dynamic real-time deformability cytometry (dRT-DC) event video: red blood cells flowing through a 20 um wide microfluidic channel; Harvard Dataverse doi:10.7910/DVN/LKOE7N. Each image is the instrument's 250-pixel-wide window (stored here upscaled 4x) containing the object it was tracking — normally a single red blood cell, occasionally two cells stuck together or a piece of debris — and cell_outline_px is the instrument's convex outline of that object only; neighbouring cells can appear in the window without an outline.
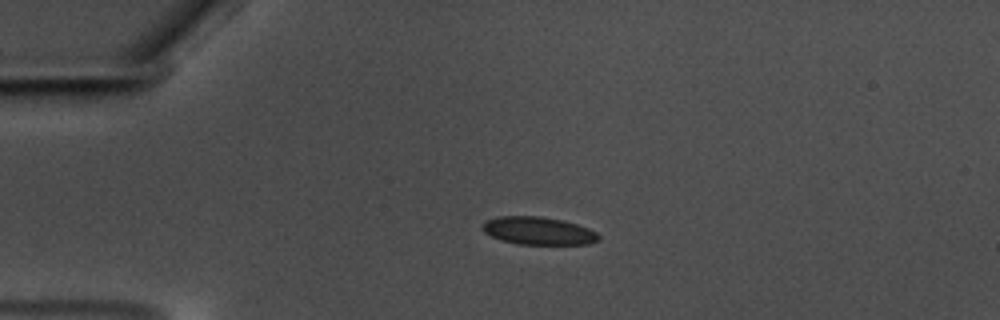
{"species": "common noctule bat (a hibernating species)", "species_latin": "Nyctalus noctula", "temperature_condition": "warm", "stored_images_in_passage": 24, "camera_frame_rate_fps": 3000, "um_per_image_px": 0.085, "animal": {"sex": "male", "body_mass_g": 17.5, "forearm_length_mm": 52.3}, "frame": {"image": 1, "passage_image": 1, "time_ms": 0.0, "image_size_px": [1000, 320], "cell_outline_px": [[600, 240], [588, 244], [516, 244], [500, 240], [484, 232], [480, 228], [480, 224], [484, 220], [496, 216], [540, 216], [564, 220], [588, 228], [596, 232], [600, 236]], "centroid_in_image_um": [45.7, 19.61], "position_along_channel_um": 39.3, "area_um2": 19.13}}
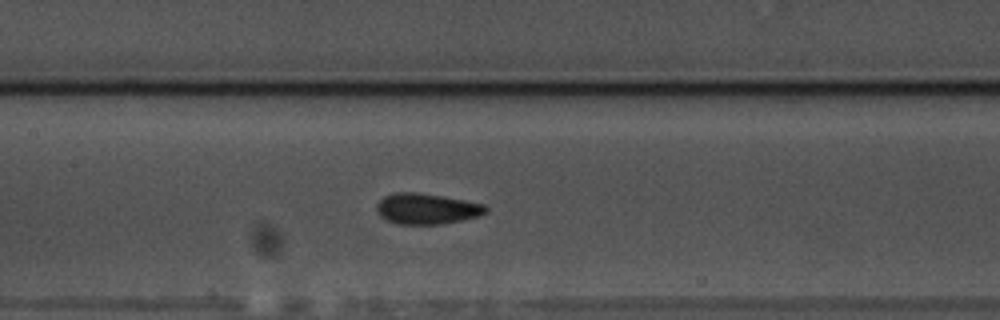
{"frame": {"image": 2, "passage_image": 15, "time_ms": 4.667, "image_size_px": [1000, 320], "cell_outline_px": [[488, 212], [480, 216], [444, 224], [396, 224], [384, 220], [376, 212], [376, 204], [384, 196], [392, 192], [416, 192], [464, 200], [484, 204], [488, 208]], "centroid_in_image_um": [36.24, 17.75], "position_along_channel_um": 171.2, "area_um2": 19.83}}
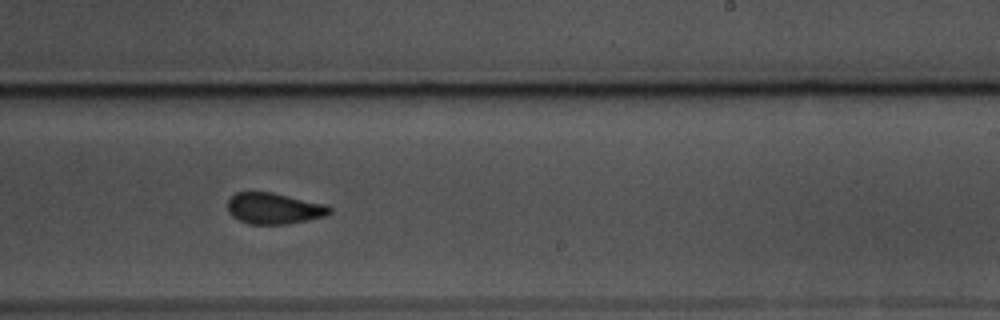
{"frame": {"image": 3, "passage_image": 23, "time_ms": 7.333, "image_size_px": [1000, 320], "cell_outline_px": [[332, 212], [324, 216], [308, 220], [288, 224], [248, 224], [232, 216], [228, 212], [228, 200], [236, 192], [272, 192], [328, 204], [332, 208]], "centroid_in_image_um": [23.32, 17.71], "position_along_channel_um": 265.7, "area_um2": 18.67}}